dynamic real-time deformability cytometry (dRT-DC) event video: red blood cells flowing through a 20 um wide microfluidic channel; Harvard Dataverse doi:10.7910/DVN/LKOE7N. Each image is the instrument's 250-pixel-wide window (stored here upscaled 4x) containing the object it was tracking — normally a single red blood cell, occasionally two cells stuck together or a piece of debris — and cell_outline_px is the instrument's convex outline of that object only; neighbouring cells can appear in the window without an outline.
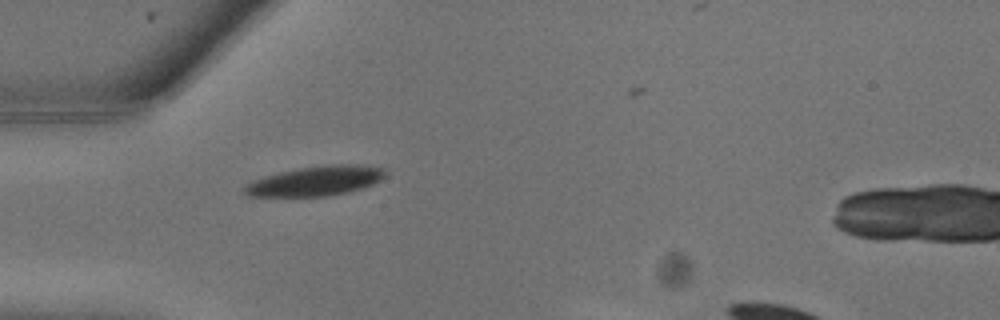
{"species": "common noctule bat (a hibernating species)", "species_latin": "Nyctalus noctula", "temperature_condition": "warm", "stored_images_in_passage": 2, "camera_frame_rate_fps": 3000, "um_per_image_px": 0.085, "animal": {"sex": "male", "body_mass_g": 13.3}, "frame": {"image": 1, "passage_image": 1, "time_ms": 0.0, "image_size_px": [1000, 320], "cell_outline_px": [[388, 176], [372, 184], [348, 192], [324, 196], [248, 196], [240, 192], [252, 180], [264, 176], [280, 172], [300, 168], [324, 164], [360, 164], [384, 168], [388, 172]], "centroid_in_image_um": [26.85, 15.36], "position_along_channel_um": 58.1, "area_um2": 24.51}}